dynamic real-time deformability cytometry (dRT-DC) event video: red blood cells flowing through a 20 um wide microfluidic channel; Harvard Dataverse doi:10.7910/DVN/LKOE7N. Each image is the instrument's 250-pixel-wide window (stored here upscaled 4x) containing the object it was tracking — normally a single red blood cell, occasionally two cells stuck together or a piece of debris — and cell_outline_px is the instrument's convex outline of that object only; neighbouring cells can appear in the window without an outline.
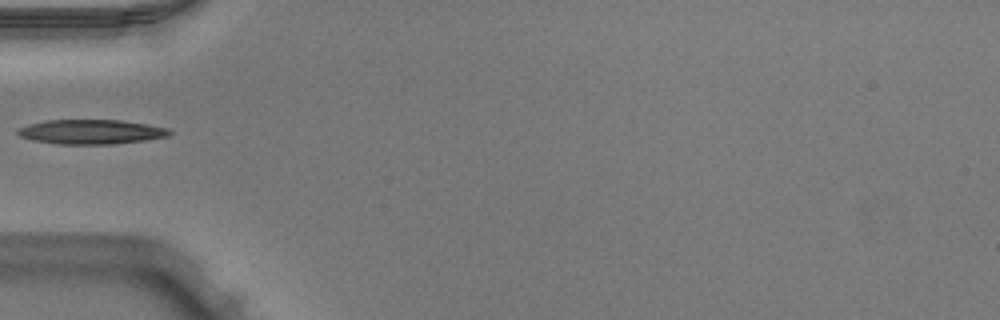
{"species": "Egyptian fruit bat (a non-hibernating species)", "species_latin": "Rousettus aegyptiacus", "temperature_condition": "warm", "stored_images_in_passage": 10, "camera_frame_rate_fps": 3000, "um_per_image_px": 0.085, "animal": {"sex": "male"}, "frame": {"image": 1, "passage_image": 1, "time_ms": 0.0, "image_size_px": [1000, 320], "cell_outline_px": [[172, 132], [168, 136], [144, 140], [112, 144], [60, 144], [32, 140], [20, 136], [16, 132], [20, 128], [28, 124], [44, 120], [120, 120], [148, 124], [168, 128]], "centroid_in_image_um": [7.74, 11.2], "position_along_channel_um": 77.3, "area_um2": 21.62}}